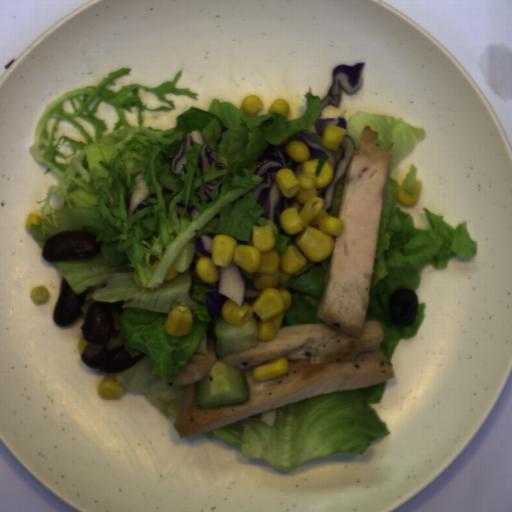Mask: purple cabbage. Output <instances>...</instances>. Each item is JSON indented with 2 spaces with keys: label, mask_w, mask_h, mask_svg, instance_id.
<instances>
[{
  "label": "purple cabbage",
  "mask_w": 512,
  "mask_h": 512,
  "mask_svg": "<svg viewBox=\"0 0 512 512\" xmlns=\"http://www.w3.org/2000/svg\"><path fill=\"white\" fill-rule=\"evenodd\" d=\"M365 62L354 65L336 64L332 68V84L325 97L320 100L321 110L327 105L340 106L342 90L347 94L358 92L364 83Z\"/></svg>",
  "instance_id": "39781b68"
},
{
  "label": "purple cabbage",
  "mask_w": 512,
  "mask_h": 512,
  "mask_svg": "<svg viewBox=\"0 0 512 512\" xmlns=\"http://www.w3.org/2000/svg\"><path fill=\"white\" fill-rule=\"evenodd\" d=\"M263 163L254 169V175L261 177V182L253 188L257 205L264 207L265 212L259 218H267L272 221L279 233L282 227L280 225V215L290 207H297L299 213L302 211V205L295 197L288 198L279 189L275 174L282 168L290 169L294 174L302 163L292 160L285 149L276 150L274 145H269L266 150L258 157V162Z\"/></svg>",
  "instance_id": "c1f60e8f"
},
{
  "label": "purple cabbage",
  "mask_w": 512,
  "mask_h": 512,
  "mask_svg": "<svg viewBox=\"0 0 512 512\" xmlns=\"http://www.w3.org/2000/svg\"><path fill=\"white\" fill-rule=\"evenodd\" d=\"M223 177L204 183L203 198L206 203H210L211 201H213L212 190L215 187V185L221 181Z\"/></svg>",
  "instance_id": "45c4457a"
},
{
  "label": "purple cabbage",
  "mask_w": 512,
  "mask_h": 512,
  "mask_svg": "<svg viewBox=\"0 0 512 512\" xmlns=\"http://www.w3.org/2000/svg\"><path fill=\"white\" fill-rule=\"evenodd\" d=\"M219 268V281L207 284L211 292H205L208 315L215 321L222 318V306L227 300L233 301L240 308L246 298H259L258 290L247 288L244 273L238 265L231 263L227 269Z\"/></svg>",
  "instance_id": "ea28d5fd"
},
{
  "label": "purple cabbage",
  "mask_w": 512,
  "mask_h": 512,
  "mask_svg": "<svg viewBox=\"0 0 512 512\" xmlns=\"http://www.w3.org/2000/svg\"><path fill=\"white\" fill-rule=\"evenodd\" d=\"M184 208H185L184 206H179V205L176 206V214L181 216L184 211Z\"/></svg>",
  "instance_id": "7f2bcce9"
},
{
  "label": "purple cabbage",
  "mask_w": 512,
  "mask_h": 512,
  "mask_svg": "<svg viewBox=\"0 0 512 512\" xmlns=\"http://www.w3.org/2000/svg\"><path fill=\"white\" fill-rule=\"evenodd\" d=\"M278 417L277 408L274 410H269L266 412H262L257 415H253L248 418L241 419L236 422V425H243L247 422H256V423H265L267 427L270 429L272 426L275 425L276 420Z\"/></svg>",
  "instance_id": "9cd0cae8"
},
{
  "label": "purple cabbage",
  "mask_w": 512,
  "mask_h": 512,
  "mask_svg": "<svg viewBox=\"0 0 512 512\" xmlns=\"http://www.w3.org/2000/svg\"><path fill=\"white\" fill-rule=\"evenodd\" d=\"M313 125L318 135L322 138L324 130L328 125L338 126L346 130L347 119L343 116H338L337 118H317Z\"/></svg>",
  "instance_id": "38c2f254"
},
{
  "label": "purple cabbage",
  "mask_w": 512,
  "mask_h": 512,
  "mask_svg": "<svg viewBox=\"0 0 512 512\" xmlns=\"http://www.w3.org/2000/svg\"><path fill=\"white\" fill-rule=\"evenodd\" d=\"M217 151L213 150L207 143L204 144L199 158V169L201 174H207L211 168V163L215 162V168H219L220 170H229L228 167L218 162V157H216Z\"/></svg>",
  "instance_id": "06f8d472"
},
{
  "label": "purple cabbage",
  "mask_w": 512,
  "mask_h": 512,
  "mask_svg": "<svg viewBox=\"0 0 512 512\" xmlns=\"http://www.w3.org/2000/svg\"><path fill=\"white\" fill-rule=\"evenodd\" d=\"M296 139L299 140L301 143L308 145V148H312L321 153H324L327 158V161L333 167L334 177L332 182L324 188L316 189L317 197L323 199L324 202V206L322 209L328 214L331 211L334 203L336 184L342 179V177L348 171L353 155L356 151L357 145L354 139L345 133L342 143L340 145L343 148V154L338 161V159L336 158L335 154L332 152L331 149L325 148L320 143H314L303 131L296 134Z\"/></svg>",
  "instance_id": "f65ffa83"
},
{
  "label": "purple cabbage",
  "mask_w": 512,
  "mask_h": 512,
  "mask_svg": "<svg viewBox=\"0 0 512 512\" xmlns=\"http://www.w3.org/2000/svg\"><path fill=\"white\" fill-rule=\"evenodd\" d=\"M194 195H195V197H196V199H197L198 203H202L201 195H200V188L195 189V191H194Z\"/></svg>",
  "instance_id": "ad9c8063"
},
{
  "label": "purple cabbage",
  "mask_w": 512,
  "mask_h": 512,
  "mask_svg": "<svg viewBox=\"0 0 512 512\" xmlns=\"http://www.w3.org/2000/svg\"><path fill=\"white\" fill-rule=\"evenodd\" d=\"M198 212L199 210L192 205L191 208L188 207L185 217L192 222L198 217Z\"/></svg>",
  "instance_id": "7bc51332"
},
{
  "label": "purple cabbage",
  "mask_w": 512,
  "mask_h": 512,
  "mask_svg": "<svg viewBox=\"0 0 512 512\" xmlns=\"http://www.w3.org/2000/svg\"><path fill=\"white\" fill-rule=\"evenodd\" d=\"M136 180V188L129 194L127 200V219L134 215L137 210L142 211L145 206L141 205L143 202H147V199L153 198L157 199L156 194H151L149 192L148 186H146V181L144 175L139 172L134 176Z\"/></svg>",
  "instance_id": "8b30caba"
},
{
  "label": "purple cabbage",
  "mask_w": 512,
  "mask_h": 512,
  "mask_svg": "<svg viewBox=\"0 0 512 512\" xmlns=\"http://www.w3.org/2000/svg\"><path fill=\"white\" fill-rule=\"evenodd\" d=\"M193 142H196L197 144H204L206 142L203 134L198 128L196 131L186 134L185 138L182 139V143L178 151L170 161V171L172 175L187 174L185 167L188 163V159L185 156V149L188 145L193 146Z\"/></svg>",
  "instance_id": "9ea6ddef"
},
{
  "label": "purple cabbage",
  "mask_w": 512,
  "mask_h": 512,
  "mask_svg": "<svg viewBox=\"0 0 512 512\" xmlns=\"http://www.w3.org/2000/svg\"><path fill=\"white\" fill-rule=\"evenodd\" d=\"M212 240L213 238L208 234L196 237V251L212 258Z\"/></svg>",
  "instance_id": "4d1481cc"
}]
</instances>
